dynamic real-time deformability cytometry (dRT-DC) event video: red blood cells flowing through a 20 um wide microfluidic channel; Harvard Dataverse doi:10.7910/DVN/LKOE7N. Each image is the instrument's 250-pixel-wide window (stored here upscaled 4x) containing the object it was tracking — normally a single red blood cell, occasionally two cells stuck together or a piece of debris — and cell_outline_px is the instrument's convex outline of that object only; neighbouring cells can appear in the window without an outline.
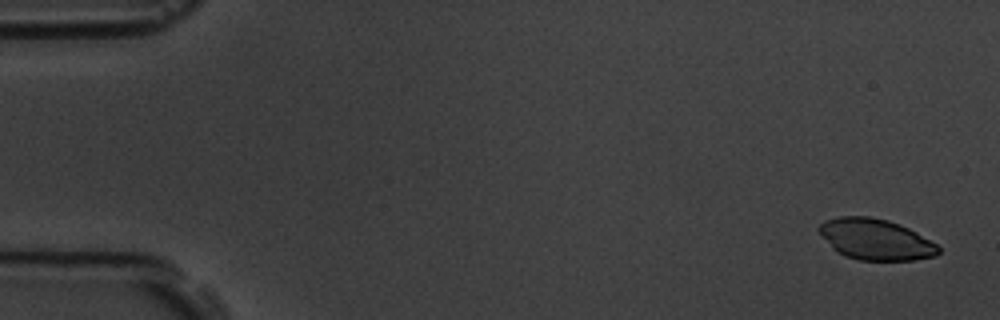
{"species": "common noctule bat (a hibernating species)", "species_latin": "Nyctalus noctula", "temperature_condition": "room temperature", "stored_images_in_passage": 5, "camera_frame_rate_fps": 3000, "um_per_image_px": 0.085, "animal": {"sex": "male", "body_mass_g": 19.5, "forearm_length_mm": 54.6}, "frame": {"image": 1, "passage_image": 1, "time_ms": 0.0, "image_size_px": [1000, 320], "cell_outline_px": [[940, 252], [936, 256], [916, 260], [860, 260], [844, 256], [832, 248], [816, 228], [824, 220], [840, 216], [868, 216], [888, 220], [900, 224], [916, 232], [936, 244], [940, 248]], "centroid_in_image_um": [74.42, 20.34], "position_along_channel_um": 10.6, "area_um2": 28.55}}